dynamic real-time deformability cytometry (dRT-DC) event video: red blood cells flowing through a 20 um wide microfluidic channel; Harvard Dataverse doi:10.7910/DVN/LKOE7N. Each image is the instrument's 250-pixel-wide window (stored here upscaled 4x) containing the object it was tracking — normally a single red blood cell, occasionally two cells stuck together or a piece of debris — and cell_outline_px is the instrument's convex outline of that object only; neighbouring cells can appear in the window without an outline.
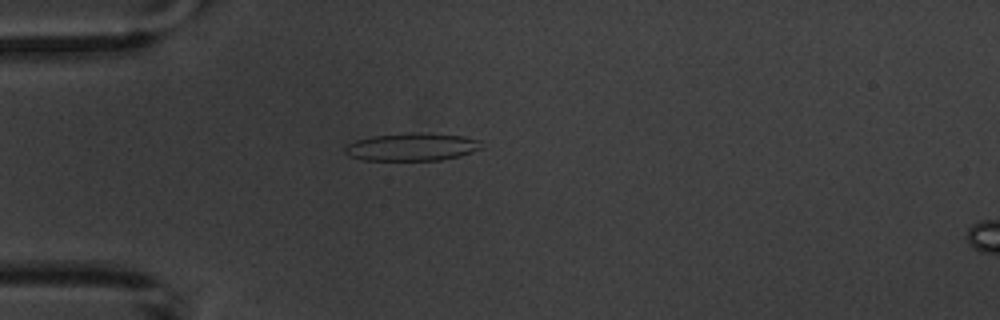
{"species": "common noctule bat (a hibernating species)", "species_latin": "Nyctalus noctula", "temperature_condition": "warm", "stored_images_in_passage": 4, "camera_frame_rate_fps": 3000, "um_per_image_px": 0.085, "animal": {"sex": "male", "body_mass_g": 20.1, "forearm_length_mm": 53.5}, "frame": {"image": 1, "passage_image": 3, "time_ms": 3.333, "image_size_px": [1000, 320], "cell_outline_px": [[484, 148], [460, 156], [440, 160], [364, 160], [348, 156], [344, 152], [344, 144], [356, 140], [372, 136], [408, 132], [420, 132], [464, 136], [480, 140]], "centroid_in_image_um": [35.0, 12.48], "position_along_channel_um": 50.0, "area_um2": 22.48}}